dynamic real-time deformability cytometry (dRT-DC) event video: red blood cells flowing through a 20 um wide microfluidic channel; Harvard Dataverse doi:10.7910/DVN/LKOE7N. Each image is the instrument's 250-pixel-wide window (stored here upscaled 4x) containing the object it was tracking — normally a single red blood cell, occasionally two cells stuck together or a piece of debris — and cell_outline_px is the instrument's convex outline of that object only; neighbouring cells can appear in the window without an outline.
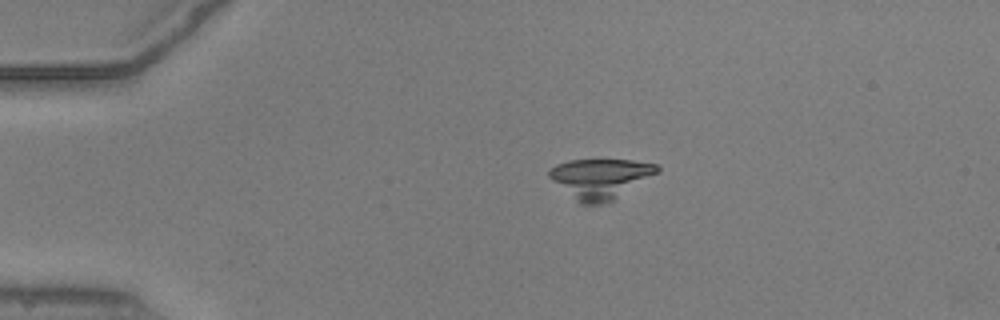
{"species": "common noctule bat (a hibernating species)", "species_latin": "Nyctalus noctula", "temperature_condition": "warm", "stored_images_in_passage": 57, "camera_frame_rate_fps": 3000, "um_per_image_px": 0.085, "animal": {"sex": "male", "body_mass_g": 20.5, "forearm_length_mm": 52.5}, "frame": {"image": 1, "passage_image": 12, "time_ms": 3.667, "image_size_px": [1000, 320], "cell_outline_px": [[660, 172], [612, 200], [600, 204], [580, 204], [552, 180], [548, 176], [548, 172], [556, 164], [568, 160], [632, 160], [660, 164]], "centroid_in_image_um": [51.06, 15.15], "position_along_channel_um": 33.9, "area_um2": 24.97}}